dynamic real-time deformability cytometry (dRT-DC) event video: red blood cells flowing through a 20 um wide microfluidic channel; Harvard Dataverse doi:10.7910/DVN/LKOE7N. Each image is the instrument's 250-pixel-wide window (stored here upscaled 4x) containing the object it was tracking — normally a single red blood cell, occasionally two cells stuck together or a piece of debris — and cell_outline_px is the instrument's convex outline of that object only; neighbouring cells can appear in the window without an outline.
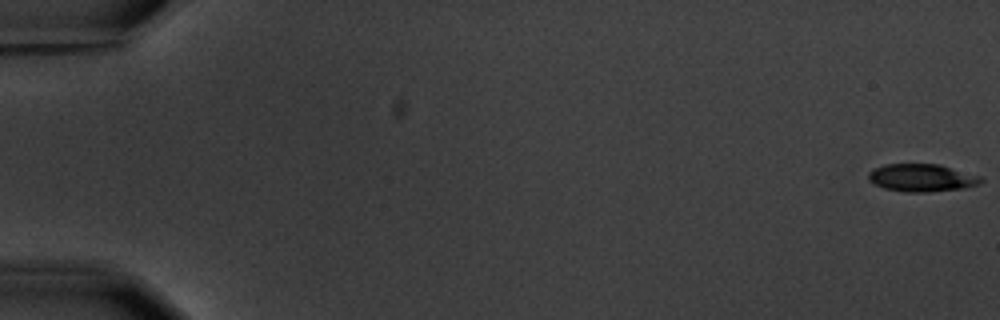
{"species": "common noctule bat (a hibernating species)", "species_latin": "Nyctalus noctula", "temperature_condition": "warm", "stored_images_in_passage": 7, "camera_frame_rate_fps": 3000, "um_per_image_px": 0.085, "animal": {"sex": "male", "body_mass_g": 20.1, "forearm_length_mm": 53.5}, "frame": {"image": 1, "passage_image": 1, "time_ms": 0.0, "image_size_px": [1000, 320], "cell_outline_px": [[984, 180], [980, 184], [968, 188], [928, 192], [904, 192], [884, 188], [868, 180], [868, 172], [872, 168], [884, 164], [940, 164], [980, 176]], "centroid_in_image_um": [78.36, 15.11], "position_along_channel_um": 6.6, "area_um2": 18.38}}
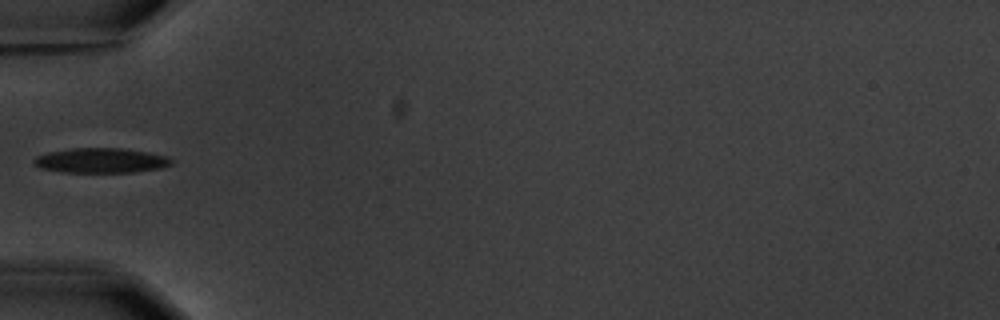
{"frame": {"image": 2, "passage_image": 6, "time_ms": 6.667, "image_size_px": [1000, 320], "cell_outline_px": [[172, 164], [160, 168], [132, 172], [64, 172], [40, 168], [32, 164], [32, 160], [36, 156], [48, 152], [72, 148], [120, 148], [148, 152], [168, 156], [172, 160]], "centroid_in_image_um": [8.55, 13.64], "position_along_channel_um": 76.5, "area_um2": 19.94}}
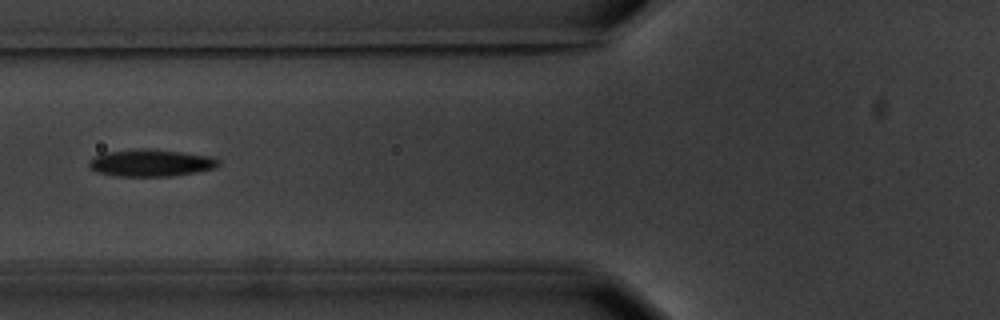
{"frame": {"image": 3, "passage_image": 7, "time_ms": 7.667, "image_size_px": [1000, 320], "cell_outline_px": [[220, 164], [216, 168], [196, 172], [172, 176], [116, 176], [96, 172], [88, 164], [88, 160], [92, 156], [104, 152], [144, 148], [148, 148], [180, 152], [208, 156], [220, 160]], "centroid_in_image_um": [12.79, 13.84], "position_along_channel_um": 113.0, "area_um2": 20.52}}